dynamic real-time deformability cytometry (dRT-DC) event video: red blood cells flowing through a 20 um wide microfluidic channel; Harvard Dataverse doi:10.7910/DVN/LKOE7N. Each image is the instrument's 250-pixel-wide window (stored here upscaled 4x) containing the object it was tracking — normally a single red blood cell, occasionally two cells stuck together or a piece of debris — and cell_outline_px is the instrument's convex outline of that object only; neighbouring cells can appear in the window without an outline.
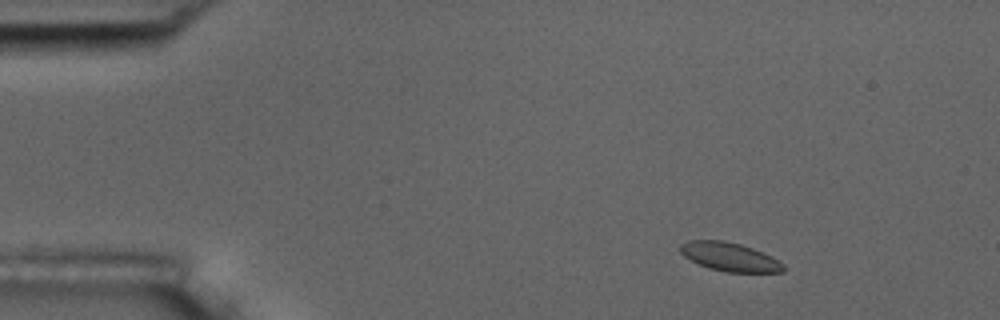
{"species": "common noctule bat (a hibernating species)", "species_latin": "Nyctalus noctula", "temperature_condition": "room temperature", "stored_images_in_passage": 8, "camera_frame_rate_fps": 3000, "um_per_image_px": 0.085, "animal": {"sex": "male", "body_mass_g": 17.5, "forearm_length_mm": 52.3}, "frame": {"image": 1, "passage_image": 2, "time_ms": 1.0, "image_size_px": [1000, 320], "cell_outline_px": [[784, 272], [728, 272], [708, 268], [684, 256], [680, 252], [680, 244], [688, 240], [724, 240], [740, 244], [752, 248], [784, 264]], "centroid_in_image_um": [61.98, 21.83], "position_along_channel_um": 23.0, "area_um2": 16.94}}
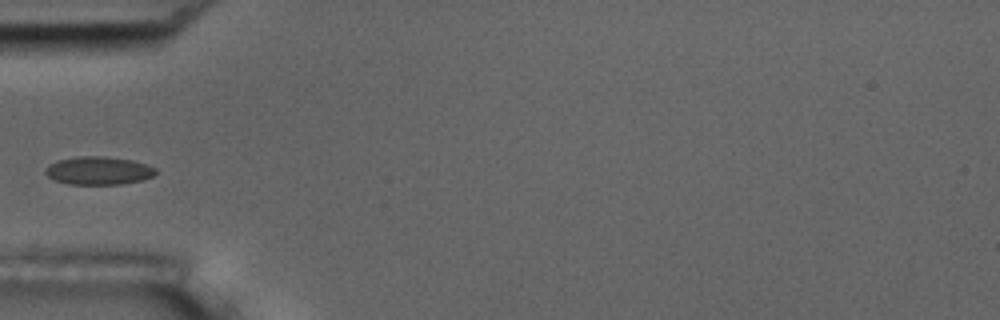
{"frame": {"image": 2, "passage_image": 5, "time_ms": 4.667, "image_size_px": [1000, 320], "cell_outline_px": [[156, 172], [152, 176], [140, 180], [120, 184], [68, 184], [56, 180], [48, 176], [44, 172], [44, 168], [56, 160], [76, 156], [100, 156], [132, 160], [156, 168]], "centroid_in_image_um": [8.32, 14.49], "position_along_channel_um": 76.7, "area_um2": 17.92}}
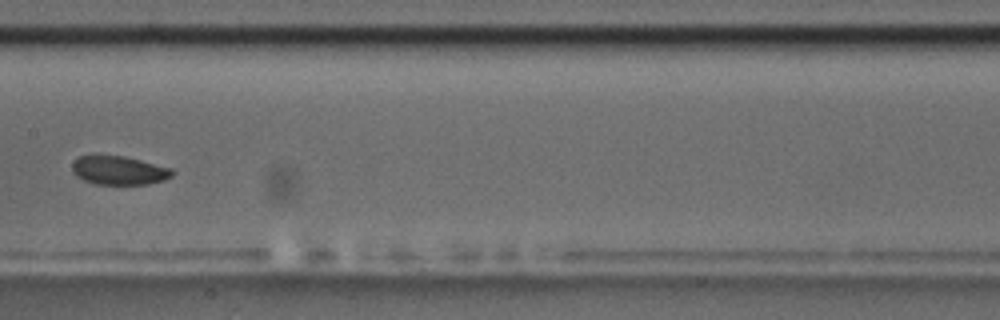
{"frame": {"image": 3, "passage_image": 8, "time_ms": 8.0, "image_size_px": [1000, 320], "cell_outline_px": [[176, 172], [172, 176], [164, 180], [148, 184], [96, 184], [84, 180], [76, 176], [72, 172], [72, 164], [80, 156], [96, 152], [124, 156], [172, 168]], "centroid_in_image_um": [10.09, 14.44], "position_along_channel_um": 197.3, "area_um2": 17.28}}